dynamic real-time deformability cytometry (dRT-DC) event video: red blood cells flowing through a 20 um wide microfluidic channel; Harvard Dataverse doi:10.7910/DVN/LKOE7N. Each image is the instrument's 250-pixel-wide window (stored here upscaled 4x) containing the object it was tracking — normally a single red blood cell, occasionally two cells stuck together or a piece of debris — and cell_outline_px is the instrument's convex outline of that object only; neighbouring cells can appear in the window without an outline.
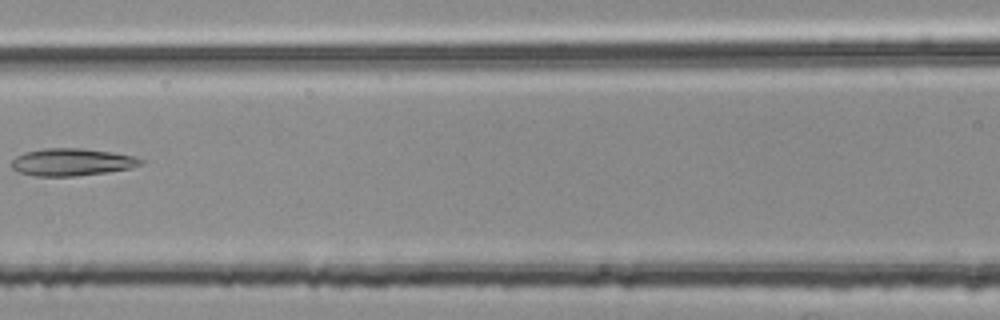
{"species": "common noctule bat (a hibernating species)", "species_latin": "Nyctalus noctula", "temperature_condition": "room temperature", "stored_images_in_passage": 5, "camera_frame_rate_fps": 3000, "um_per_image_px": 0.085, "animal": {"sex": "female", "body_mass_g": 25.1}, "frame": {"image": 1, "passage_image": 5, "time_ms": 1.333, "image_size_px": [1000, 320], "cell_outline_px": [[144, 164], [132, 168], [108, 172], [76, 176], [36, 176], [20, 172], [12, 168], [12, 160], [16, 156], [24, 152], [44, 148], [84, 148], [112, 152], [136, 156], [144, 160]], "centroid_in_image_um": [6.16, 13.77], "position_along_channel_um": 160.4, "area_um2": 20.81}}